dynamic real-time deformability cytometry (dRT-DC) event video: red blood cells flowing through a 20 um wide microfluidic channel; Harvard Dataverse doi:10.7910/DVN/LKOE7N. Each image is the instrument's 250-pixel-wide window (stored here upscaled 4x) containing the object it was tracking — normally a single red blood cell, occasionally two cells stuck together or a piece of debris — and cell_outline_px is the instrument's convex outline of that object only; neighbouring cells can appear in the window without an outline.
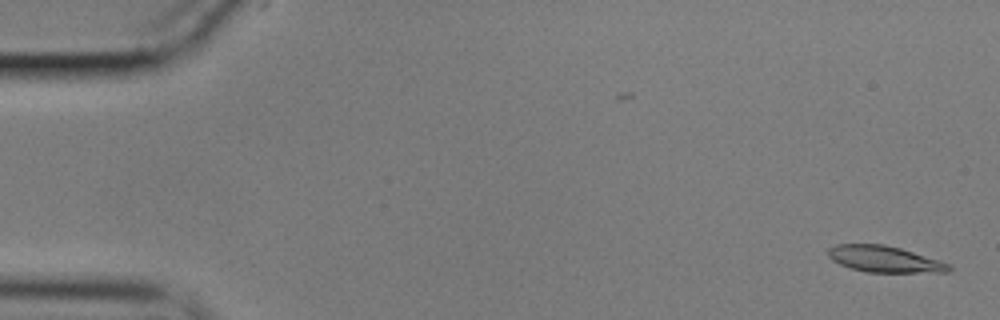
{"species": "common noctule bat (a hibernating species)", "species_latin": "Nyctalus noctula", "temperature_condition": "cold", "stored_images_in_passage": 15, "camera_frame_rate_fps": 3000, "um_per_image_px": 0.085, "animal": {"sex": "male", "body_mass_g": 17.9}, "frame": {"image": 1, "passage_image": 1, "time_ms": 0.0, "image_size_px": [1000, 320], "cell_outline_px": [[952, 268], [948, 272], [868, 272], [852, 268], [840, 264], [832, 260], [828, 256], [828, 248], [836, 244], [884, 244], [900, 248], [952, 264]], "centroid_in_image_um": [75.19, 22.02], "position_along_channel_um": 9.8, "area_um2": 18.44}}
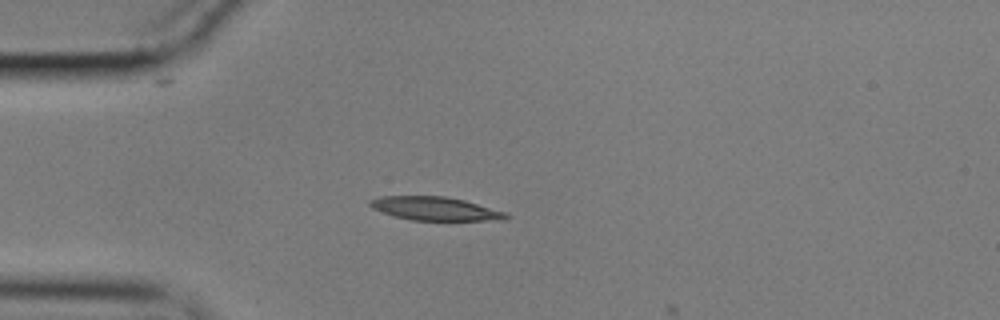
{"frame": {"image": 2, "passage_image": 14, "time_ms": 4.333, "image_size_px": [1000, 320], "cell_outline_px": [[512, 216], [504, 220], [412, 220], [392, 216], [372, 208], [368, 204], [368, 200], [380, 196], [444, 196], [464, 200], [508, 212]], "centroid_in_image_um": [37.0, 17.73], "position_along_channel_um": 48.0, "area_um2": 18.84}}